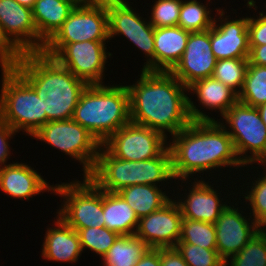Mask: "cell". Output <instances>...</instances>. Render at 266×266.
Listing matches in <instances>:
<instances>
[{"label":"cell","instance_id":"1","mask_svg":"<svg viewBox=\"0 0 266 266\" xmlns=\"http://www.w3.org/2000/svg\"><path fill=\"white\" fill-rule=\"evenodd\" d=\"M129 92L130 121L166 136L176 135L192 121H215L198 109L184 86L171 72L142 70ZM187 93V94H185Z\"/></svg>","mask_w":266,"mask_h":266},{"label":"cell","instance_id":"2","mask_svg":"<svg viewBox=\"0 0 266 266\" xmlns=\"http://www.w3.org/2000/svg\"><path fill=\"white\" fill-rule=\"evenodd\" d=\"M221 121H192L168 144L175 181L219 167H244ZM208 170V171H207Z\"/></svg>","mask_w":266,"mask_h":266},{"label":"cell","instance_id":"3","mask_svg":"<svg viewBox=\"0 0 266 266\" xmlns=\"http://www.w3.org/2000/svg\"><path fill=\"white\" fill-rule=\"evenodd\" d=\"M8 64L41 99L46 123L72 119L80 96L88 86L86 82L43 52L19 54Z\"/></svg>","mask_w":266,"mask_h":266},{"label":"cell","instance_id":"4","mask_svg":"<svg viewBox=\"0 0 266 266\" xmlns=\"http://www.w3.org/2000/svg\"><path fill=\"white\" fill-rule=\"evenodd\" d=\"M72 119L87 129L100 144L130 122L129 92L123 85H88Z\"/></svg>","mask_w":266,"mask_h":266},{"label":"cell","instance_id":"5","mask_svg":"<svg viewBox=\"0 0 266 266\" xmlns=\"http://www.w3.org/2000/svg\"><path fill=\"white\" fill-rule=\"evenodd\" d=\"M88 177L101 190L111 193H117L128 186H157L162 181L175 179L169 148L160 156L149 160L127 161L112 156L102 145L96 164Z\"/></svg>","mask_w":266,"mask_h":266},{"label":"cell","instance_id":"6","mask_svg":"<svg viewBox=\"0 0 266 266\" xmlns=\"http://www.w3.org/2000/svg\"><path fill=\"white\" fill-rule=\"evenodd\" d=\"M2 88L0 118L17 133L32 136L46 124L41 99L35 90L8 64H0Z\"/></svg>","mask_w":266,"mask_h":266},{"label":"cell","instance_id":"7","mask_svg":"<svg viewBox=\"0 0 266 266\" xmlns=\"http://www.w3.org/2000/svg\"><path fill=\"white\" fill-rule=\"evenodd\" d=\"M222 117L226 124H220L231 137L241 163L266 166V126L258 109L237 101Z\"/></svg>","mask_w":266,"mask_h":266},{"label":"cell","instance_id":"8","mask_svg":"<svg viewBox=\"0 0 266 266\" xmlns=\"http://www.w3.org/2000/svg\"><path fill=\"white\" fill-rule=\"evenodd\" d=\"M83 178V182L73 180L54 185L53 193L65 199L57 215L76 231L88 227H105L103 190L88 176Z\"/></svg>","mask_w":266,"mask_h":266},{"label":"cell","instance_id":"9","mask_svg":"<svg viewBox=\"0 0 266 266\" xmlns=\"http://www.w3.org/2000/svg\"><path fill=\"white\" fill-rule=\"evenodd\" d=\"M106 40H109L106 3L92 1L73 8L62 26L45 43L42 52L54 57L66 44Z\"/></svg>","mask_w":266,"mask_h":266},{"label":"cell","instance_id":"10","mask_svg":"<svg viewBox=\"0 0 266 266\" xmlns=\"http://www.w3.org/2000/svg\"><path fill=\"white\" fill-rule=\"evenodd\" d=\"M31 137L78 160L83 166L84 176L92 172L101 147L97 139L73 119L49 121Z\"/></svg>","mask_w":266,"mask_h":266},{"label":"cell","instance_id":"11","mask_svg":"<svg viewBox=\"0 0 266 266\" xmlns=\"http://www.w3.org/2000/svg\"><path fill=\"white\" fill-rule=\"evenodd\" d=\"M168 143L160 132L130 121L101 145L118 159L141 161L160 156Z\"/></svg>","mask_w":266,"mask_h":266},{"label":"cell","instance_id":"12","mask_svg":"<svg viewBox=\"0 0 266 266\" xmlns=\"http://www.w3.org/2000/svg\"><path fill=\"white\" fill-rule=\"evenodd\" d=\"M108 11L109 39L117 34L125 36L140 49L147 62L142 70L154 71V30L145 18L135 13L127 1L106 2ZM145 19V20H144Z\"/></svg>","mask_w":266,"mask_h":266},{"label":"cell","instance_id":"13","mask_svg":"<svg viewBox=\"0 0 266 266\" xmlns=\"http://www.w3.org/2000/svg\"><path fill=\"white\" fill-rule=\"evenodd\" d=\"M0 33L18 54L42 52L46 43L37 32L32 9L15 0H0Z\"/></svg>","mask_w":266,"mask_h":266},{"label":"cell","instance_id":"14","mask_svg":"<svg viewBox=\"0 0 266 266\" xmlns=\"http://www.w3.org/2000/svg\"><path fill=\"white\" fill-rule=\"evenodd\" d=\"M107 41H83L66 44L54 58L88 85L103 84L107 58ZM104 77V78H103Z\"/></svg>","mask_w":266,"mask_h":266},{"label":"cell","instance_id":"15","mask_svg":"<svg viewBox=\"0 0 266 266\" xmlns=\"http://www.w3.org/2000/svg\"><path fill=\"white\" fill-rule=\"evenodd\" d=\"M182 219L178 203L170 199L160 209L139 219L135 235L149 248H174L180 238Z\"/></svg>","mask_w":266,"mask_h":266},{"label":"cell","instance_id":"16","mask_svg":"<svg viewBox=\"0 0 266 266\" xmlns=\"http://www.w3.org/2000/svg\"><path fill=\"white\" fill-rule=\"evenodd\" d=\"M217 59L211 48L210 29L192 32L180 61L170 71L184 86L210 78Z\"/></svg>","mask_w":266,"mask_h":266},{"label":"cell","instance_id":"17","mask_svg":"<svg viewBox=\"0 0 266 266\" xmlns=\"http://www.w3.org/2000/svg\"><path fill=\"white\" fill-rule=\"evenodd\" d=\"M240 212L238 208L228 205L214 223L217 252L225 262L236 255L259 232L257 222L250 218L246 219L242 215L243 211Z\"/></svg>","mask_w":266,"mask_h":266},{"label":"cell","instance_id":"18","mask_svg":"<svg viewBox=\"0 0 266 266\" xmlns=\"http://www.w3.org/2000/svg\"><path fill=\"white\" fill-rule=\"evenodd\" d=\"M218 15L214 19L213 26L210 28L211 48L217 60L232 58H248L249 47V17H242L236 20L224 18V10L216 8ZM220 19V20H219Z\"/></svg>","mask_w":266,"mask_h":266},{"label":"cell","instance_id":"19","mask_svg":"<svg viewBox=\"0 0 266 266\" xmlns=\"http://www.w3.org/2000/svg\"><path fill=\"white\" fill-rule=\"evenodd\" d=\"M202 179L192 182L191 190L184 199L177 201L182 217L194 221L214 224L221 212L228 206L220 201L218 193L209 182ZM224 203V204H223Z\"/></svg>","mask_w":266,"mask_h":266},{"label":"cell","instance_id":"20","mask_svg":"<svg viewBox=\"0 0 266 266\" xmlns=\"http://www.w3.org/2000/svg\"><path fill=\"white\" fill-rule=\"evenodd\" d=\"M53 186L25 163L13 162L0 168V189L10 198L29 200L41 192H53Z\"/></svg>","mask_w":266,"mask_h":266},{"label":"cell","instance_id":"21","mask_svg":"<svg viewBox=\"0 0 266 266\" xmlns=\"http://www.w3.org/2000/svg\"><path fill=\"white\" fill-rule=\"evenodd\" d=\"M55 227L47 228L42 247V257L49 261L76 263L82 248L78 233L58 215Z\"/></svg>","mask_w":266,"mask_h":266},{"label":"cell","instance_id":"22","mask_svg":"<svg viewBox=\"0 0 266 266\" xmlns=\"http://www.w3.org/2000/svg\"><path fill=\"white\" fill-rule=\"evenodd\" d=\"M190 32L180 26L154 30V71L170 72L185 51Z\"/></svg>","mask_w":266,"mask_h":266},{"label":"cell","instance_id":"23","mask_svg":"<svg viewBox=\"0 0 266 266\" xmlns=\"http://www.w3.org/2000/svg\"><path fill=\"white\" fill-rule=\"evenodd\" d=\"M103 215L107 229L115 231L119 235L136 233L139 218L118 193L103 190Z\"/></svg>","mask_w":266,"mask_h":266},{"label":"cell","instance_id":"24","mask_svg":"<svg viewBox=\"0 0 266 266\" xmlns=\"http://www.w3.org/2000/svg\"><path fill=\"white\" fill-rule=\"evenodd\" d=\"M190 91L196 94L199 105L209 110H219L221 116L238 101V95L232 89L213 77L194 81L188 86Z\"/></svg>","mask_w":266,"mask_h":266},{"label":"cell","instance_id":"25","mask_svg":"<svg viewBox=\"0 0 266 266\" xmlns=\"http://www.w3.org/2000/svg\"><path fill=\"white\" fill-rule=\"evenodd\" d=\"M73 8L62 0H37L32 13L39 36L47 42L62 26Z\"/></svg>","mask_w":266,"mask_h":266},{"label":"cell","instance_id":"26","mask_svg":"<svg viewBox=\"0 0 266 266\" xmlns=\"http://www.w3.org/2000/svg\"><path fill=\"white\" fill-rule=\"evenodd\" d=\"M159 186V188H158ZM149 184L128 186L117 192L127 204L135 211L140 219L160 209L170 199L160 185Z\"/></svg>","mask_w":266,"mask_h":266},{"label":"cell","instance_id":"27","mask_svg":"<svg viewBox=\"0 0 266 266\" xmlns=\"http://www.w3.org/2000/svg\"><path fill=\"white\" fill-rule=\"evenodd\" d=\"M149 246L135 234L119 235L102 257L103 266H135Z\"/></svg>","mask_w":266,"mask_h":266},{"label":"cell","instance_id":"28","mask_svg":"<svg viewBox=\"0 0 266 266\" xmlns=\"http://www.w3.org/2000/svg\"><path fill=\"white\" fill-rule=\"evenodd\" d=\"M238 101L256 108L266 103V66L248 65Z\"/></svg>","mask_w":266,"mask_h":266},{"label":"cell","instance_id":"29","mask_svg":"<svg viewBox=\"0 0 266 266\" xmlns=\"http://www.w3.org/2000/svg\"><path fill=\"white\" fill-rule=\"evenodd\" d=\"M207 7L197 0L182 1L178 26L190 33L210 29L214 19Z\"/></svg>","mask_w":266,"mask_h":266},{"label":"cell","instance_id":"30","mask_svg":"<svg viewBox=\"0 0 266 266\" xmlns=\"http://www.w3.org/2000/svg\"><path fill=\"white\" fill-rule=\"evenodd\" d=\"M249 62L248 58L217 60L211 77L221 81L237 95L243 87Z\"/></svg>","mask_w":266,"mask_h":266},{"label":"cell","instance_id":"31","mask_svg":"<svg viewBox=\"0 0 266 266\" xmlns=\"http://www.w3.org/2000/svg\"><path fill=\"white\" fill-rule=\"evenodd\" d=\"M215 234L214 224L183 218L178 243H189L205 249H217Z\"/></svg>","mask_w":266,"mask_h":266},{"label":"cell","instance_id":"32","mask_svg":"<svg viewBox=\"0 0 266 266\" xmlns=\"http://www.w3.org/2000/svg\"><path fill=\"white\" fill-rule=\"evenodd\" d=\"M231 264V265H230ZM266 266V232L259 231L225 266Z\"/></svg>","mask_w":266,"mask_h":266},{"label":"cell","instance_id":"33","mask_svg":"<svg viewBox=\"0 0 266 266\" xmlns=\"http://www.w3.org/2000/svg\"><path fill=\"white\" fill-rule=\"evenodd\" d=\"M82 251L89 249L101 258L108 252L114 244L119 234L106 227H88L77 231Z\"/></svg>","mask_w":266,"mask_h":266},{"label":"cell","instance_id":"34","mask_svg":"<svg viewBox=\"0 0 266 266\" xmlns=\"http://www.w3.org/2000/svg\"><path fill=\"white\" fill-rule=\"evenodd\" d=\"M175 248L188 266H225L217 249H205L189 243H177Z\"/></svg>","mask_w":266,"mask_h":266},{"label":"cell","instance_id":"35","mask_svg":"<svg viewBox=\"0 0 266 266\" xmlns=\"http://www.w3.org/2000/svg\"><path fill=\"white\" fill-rule=\"evenodd\" d=\"M183 0H156L149 22L154 28L178 26Z\"/></svg>","mask_w":266,"mask_h":266},{"label":"cell","instance_id":"36","mask_svg":"<svg viewBox=\"0 0 266 266\" xmlns=\"http://www.w3.org/2000/svg\"><path fill=\"white\" fill-rule=\"evenodd\" d=\"M265 172H263V176H259V178L254 179L253 184H251L250 191L245 193L244 198L250 204V218L258 222L265 214H266V167H264ZM265 175V176H264ZM253 213V214H252ZM252 214V215H251ZM253 216V218L251 217Z\"/></svg>","mask_w":266,"mask_h":266},{"label":"cell","instance_id":"37","mask_svg":"<svg viewBox=\"0 0 266 266\" xmlns=\"http://www.w3.org/2000/svg\"><path fill=\"white\" fill-rule=\"evenodd\" d=\"M249 46H261L266 44V13L264 11L257 15V19L252 16L248 22Z\"/></svg>","mask_w":266,"mask_h":266},{"label":"cell","instance_id":"38","mask_svg":"<svg viewBox=\"0 0 266 266\" xmlns=\"http://www.w3.org/2000/svg\"><path fill=\"white\" fill-rule=\"evenodd\" d=\"M17 132L5 121L0 118V168L5 166L10 156V138H13Z\"/></svg>","mask_w":266,"mask_h":266},{"label":"cell","instance_id":"39","mask_svg":"<svg viewBox=\"0 0 266 266\" xmlns=\"http://www.w3.org/2000/svg\"><path fill=\"white\" fill-rule=\"evenodd\" d=\"M160 259L161 266H188L175 247L160 249Z\"/></svg>","mask_w":266,"mask_h":266},{"label":"cell","instance_id":"40","mask_svg":"<svg viewBox=\"0 0 266 266\" xmlns=\"http://www.w3.org/2000/svg\"><path fill=\"white\" fill-rule=\"evenodd\" d=\"M135 266H161L160 249L149 248Z\"/></svg>","mask_w":266,"mask_h":266},{"label":"cell","instance_id":"41","mask_svg":"<svg viewBox=\"0 0 266 266\" xmlns=\"http://www.w3.org/2000/svg\"><path fill=\"white\" fill-rule=\"evenodd\" d=\"M249 64L266 66V44L261 46H249Z\"/></svg>","mask_w":266,"mask_h":266},{"label":"cell","instance_id":"42","mask_svg":"<svg viewBox=\"0 0 266 266\" xmlns=\"http://www.w3.org/2000/svg\"><path fill=\"white\" fill-rule=\"evenodd\" d=\"M19 54L3 39L0 33V64L12 62Z\"/></svg>","mask_w":266,"mask_h":266},{"label":"cell","instance_id":"43","mask_svg":"<svg viewBox=\"0 0 266 266\" xmlns=\"http://www.w3.org/2000/svg\"><path fill=\"white\" fill-rule=\"evenodd\" d=\"M62 1L69 3L71 6L75 8V7L88 5L93 0H62Z\"/></svg>","mask_w":266,"mask_h":266},{"label":"cell","instance_id":"44","mask_svg":"<svg viewBox=\"0 0 266 266\" xmlns=\"http://www.w3.org/2000/svg\"><path fill=\"white\" fill-rule=\"evenodd\" d=\"M257 109L260 113L262 122L266 126V103H263L262 105L258 106Z\"/></svg>","mask_w":266,"mask_h":266},{"label":"cell","instance_id":"45","mask_svg":"<svg viewBox=\"0 0 266 266\" xmlns=\"http://www.w3.org/2000/svg\"><path fill=\"white\" fill-rule=\"evenodd\" d=\"M15 1L18 2L20 5H23V6H26L32 9L37 0H15Z\"/></svg>","mask_w":266,"mask_h":266},{"label":"cell","instance_id":"46","mask_svg":"<svg viewBox=\"0 0 266 266\" xmlns=\"http://www.w3.org/2000/svg\"><path fill=\"white\" fill-rule=\"evenodd\" d=\"M259 231L266 232V214L257 222Z\"/></svg>","mask_w":266,"mask_h":266},{"label":"cell","instance_id":"47","mask_svg":"<svg viewBox=\"0 0 266 266\" xmlns=\"http://www.w3.org/2000/svg\"><path fill=\"white\" fill-rule=\"evenodd\" d=\"M93 1L106 3V2H121L126 0H93Z\"/></svg>","mask_w":266,"mask_h":266}]
</instances>
